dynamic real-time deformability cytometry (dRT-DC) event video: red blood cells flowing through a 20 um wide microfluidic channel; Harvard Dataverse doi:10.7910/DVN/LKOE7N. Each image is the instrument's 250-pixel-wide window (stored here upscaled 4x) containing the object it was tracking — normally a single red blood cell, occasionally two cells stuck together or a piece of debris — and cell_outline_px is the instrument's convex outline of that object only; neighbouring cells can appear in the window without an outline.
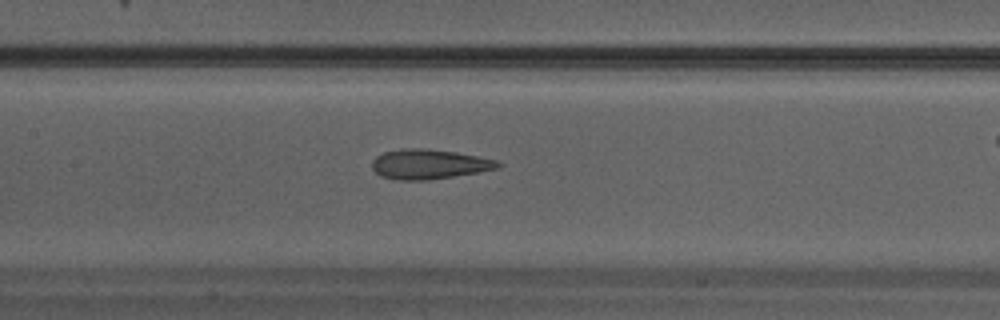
{"species": "Egyptian fruit bat (a non-hibernating species)", "species_latin": "Rousettus aegyptiacus", "temperature_condition": "warm", "stored_images_in_passage": 32, "camera_frame_rate_fps": 3000, "um_per_image_px": 0.085, "animal": {"sex": "male"}, "frame": {"image": 1, "passage_image": 14, "time_ms": 4.333, "image_size_px": [1000, 320], "cell_outline_px": [[504, 164], [500, 168], [428, 180], [400, 180], [380, 176], [372, 168], [372, 160], [376, 156], [384, 152], [400, 148], [428, 148], [456, 152], [496, 160]], "centroid_in_image_um": [36.45, 13.94], "position_along_channel_um": 170.9, "area_um2": 21.85}}